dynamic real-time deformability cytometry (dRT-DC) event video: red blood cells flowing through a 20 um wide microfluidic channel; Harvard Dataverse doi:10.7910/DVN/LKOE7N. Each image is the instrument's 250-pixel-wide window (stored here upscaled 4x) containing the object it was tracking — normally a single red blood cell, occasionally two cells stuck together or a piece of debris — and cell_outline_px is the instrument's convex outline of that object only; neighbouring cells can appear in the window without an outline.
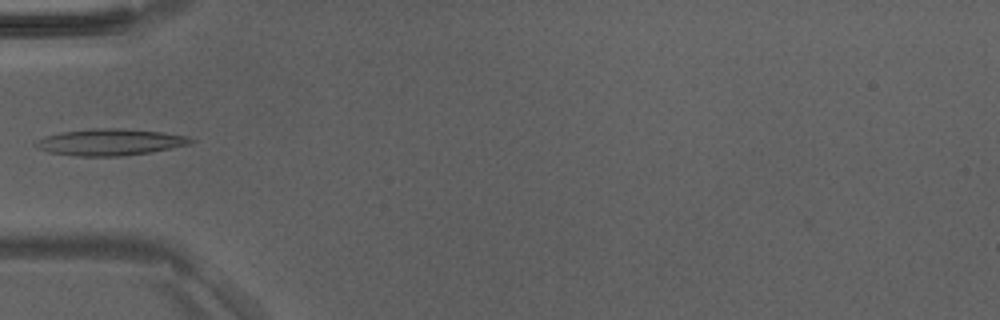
{"species": "Egyptian fruit bat (a non-hibernating species)", "species_latin": "Rousettus aegyptiacus", "temperature_condition": "room temperature", "stored_images_in_passage": 30, "camera_frame_rate_fps": 3000, "um_per_image_px": 0.085, "animal": {"sex": "male"}, "frame": {"image": 1, "passage_image": 1, "time_ms": 0.0, "image_size_px": [1000, 320], "cell_outline_px": [[196, 140], [188, 144], [152, 152], [120, 156], [76, 156], [48, 152], [32, 144], [36, 140], [44, 136], [60, 132], [92, 128], [120, 128], [160, 132], [184, 136]], "centroid_in_image_um": [9.28, 12.08], "position_along_channel_um": 75.7, "area_um2": 23.87}}
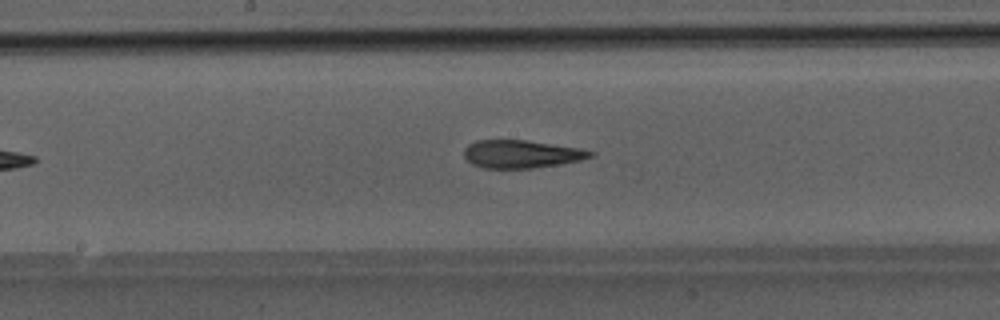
{"frame": {"image": 2, "passage_image": 10, "time_ms": 3.0, "image_size_px": [1000, 320], "cell_outline_px": [[596, 152], [592, 156], [580, 160], [532, 168], [484, 168], [472, 164], [464, 156], [464, 148], [468, 144], [476, 140], [524, 140], [576, 148]], "centroid_in_image_um": [44.25, 13.09], "position_along_channel_um": 204.0, "area_um2": 20.17}}
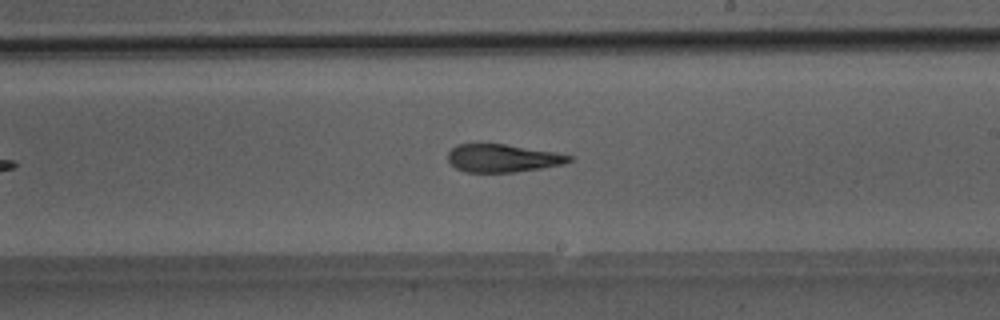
{"frame": {"image": 3, "passage_image": 13, "time_ms": 4.0, "image_size_px": [1000, 320], "cell_outline_px": [[576, 156], [572, 160], [564, 164], [540, 168], [512, 172], [464, 172], [456, 168], [448, 160], [448, 152], [456, 144], [504, 144]], "centroid_in_image_um": [42.72, 13.45], "position_along_channel_um": 246.3, "area_um2": 19.54}}